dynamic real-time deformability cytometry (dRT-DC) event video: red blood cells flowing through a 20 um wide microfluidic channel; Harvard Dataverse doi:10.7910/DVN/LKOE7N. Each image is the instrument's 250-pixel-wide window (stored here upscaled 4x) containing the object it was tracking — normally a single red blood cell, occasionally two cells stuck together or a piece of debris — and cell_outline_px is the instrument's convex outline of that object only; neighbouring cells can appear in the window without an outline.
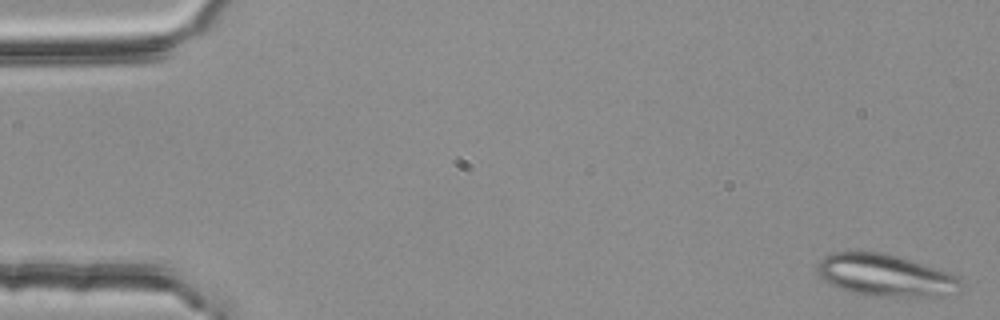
{"species": "common noctule bat (a hibernating species)", "species_latin": "Nyctalus noctula", "temperature_condition": "room temperature", "stored_images_in_passage": 4, "camera_frame_rate_fps": 3000, "um_per_image_px": 0.085, "animal": {"sex": "female", "body_mass_g": 25.1}, "frame": {"image": 1, "passage_image": 1, "time_ms": 0.0, "image_size_px": [1000, 320], "cell_outline_px": [[964, 284], [936, 296], [880, 296], [852, 292], [828, 284], [820, 276], [816, 268], [816, 264], [824, 256], [836, 252], [884, 252], [948, 272], [960, 276], [964, 280]], "centroid_in_image_um": [75.19, 23.38], "position_along_channel_um": 9.8, "area_um2": 34.51}}